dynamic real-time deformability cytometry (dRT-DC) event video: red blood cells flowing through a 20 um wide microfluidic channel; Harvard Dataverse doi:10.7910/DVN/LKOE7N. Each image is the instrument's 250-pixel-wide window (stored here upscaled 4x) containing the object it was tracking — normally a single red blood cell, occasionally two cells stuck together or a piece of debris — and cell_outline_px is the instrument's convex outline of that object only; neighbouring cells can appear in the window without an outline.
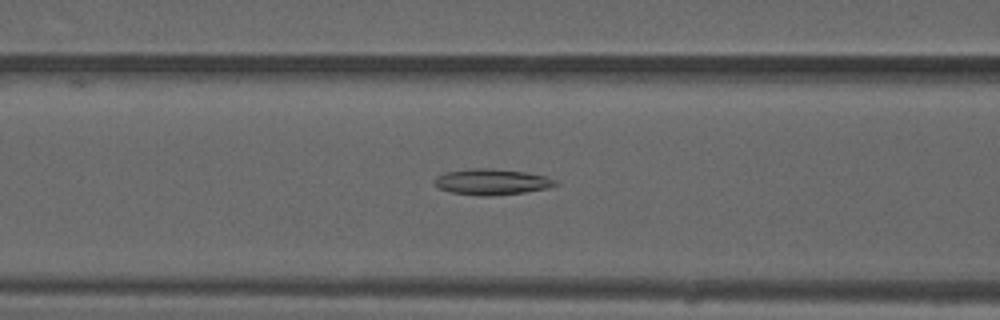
{"species": "common noctule bat (a hibernating species)", "species_latin": "Nyctalus noctula", "temperature_condition": "warm", "stored_images_in_passage": 24, "camera_frame_rate_fps": 3000, "um_per_image_px": 0.085, "animal": {"sex": "male", "forearm_length_mm": 52.5}, "frame": {"image": 1, "passage_image": 13, "time_ms": 4.0, "image_size_px": [1000, 320], "cell_outline_px": [[560, 184], [548, 188], [524, 192], [488, 196], [480, 196], [452, 192], [440, 188], [436, 184], [436, 176], [444, 172], [472, 168], [488, 168], [524, 172], [544, 176], [556, 180]], "centroid_in_image_um": [41.82, 15.45], "position_along_channel_um": 124.8, "area_um2": 18.03}}
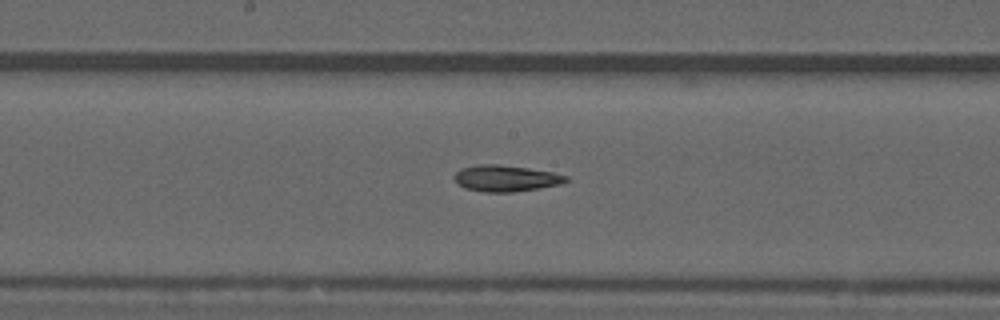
{"frame": {"image": 2, "passage_image": 19, "time_ms": 6.0, "image_size_px": [1000, 320], "cell_outline_px": [[572, 180], [560, 184], [540, 188], [512, 192], [484, 192], [464, 188], [456, 184], [452, 176], [460, 168], [476, 164], [496, 164], [528, 168], [552, 172], [568, 176]], "centroid_in_image_um": [42.96, 15.16], "position_along_channel_um": 205.2, "area_um2": 17.4}}
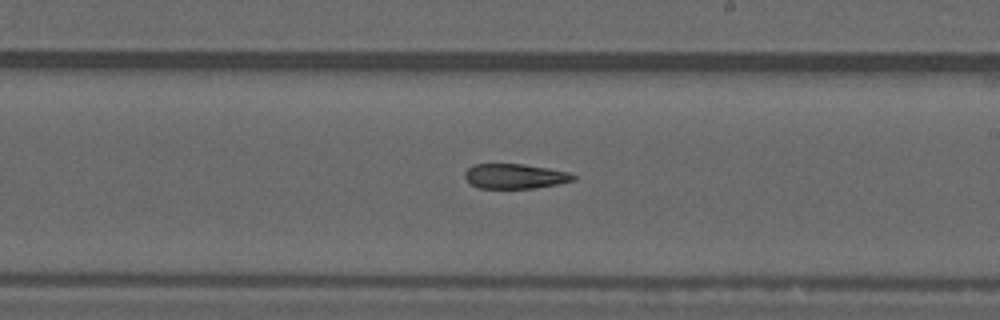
{"frame": {"image": 3, "passage_image": 22, "time_ms": 7.0, "image_size_px": [1000, 320], "cell_outline_px": [[576, 180], [536, 188], [480, 188], [472, 184], [464, 176], [464, 172], [472, 164], [524, 164], [548, 168], [568, 172], [576, 176]], "centroid_in_image_um": [43.77, 14.97], "position_along_channel_um": 245.2, "area_um2": 15.66}}